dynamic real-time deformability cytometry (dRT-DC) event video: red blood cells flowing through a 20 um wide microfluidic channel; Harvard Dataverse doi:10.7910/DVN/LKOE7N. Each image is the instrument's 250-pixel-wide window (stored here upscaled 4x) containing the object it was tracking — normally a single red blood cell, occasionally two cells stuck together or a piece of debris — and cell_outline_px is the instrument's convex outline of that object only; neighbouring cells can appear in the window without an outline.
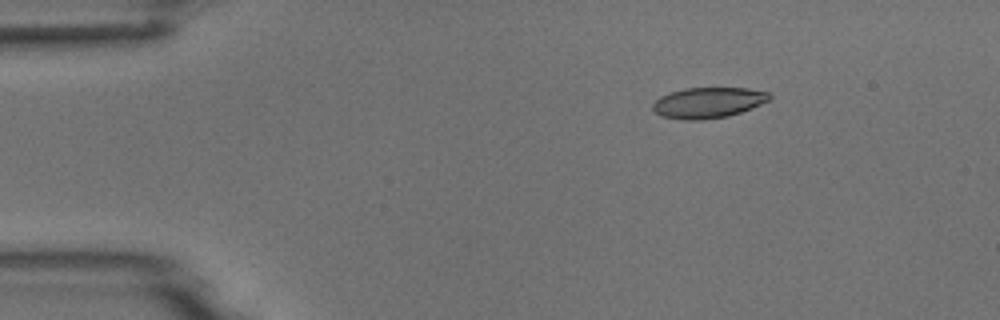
{"species": "common noctule bat (a hibernating species)", "species_latin": "Nyctalus noctula", "temperature_condition": "room temperature", "stored_images_in_passage": 4, "camera_frame_rate_fps": 3000, "um_per_image_px": 0.085, "animal": {"sex": "male", "body_mass_g": 18.8}, "frame": {"image": 1, "passage_image": 2, "time_ms": 2.0, "image_size_px": [1000, 320], "cell_outline_px": [[772, 96], [768, 100], [752, 108], [728, 116], [704, 120], [684, 120], [660, 116], [652, 108], [652, 104], [660, 96], [668, 92], [684, 88], [748, 88], [768, 92]], "centroid_in_image_um": [60.16, 8.73], "position_along_channel_um": 24.8, "area_um2": 20.98}}